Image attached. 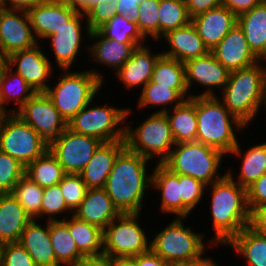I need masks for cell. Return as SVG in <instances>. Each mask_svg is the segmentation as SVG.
<instances>
[{
	"instance_id": "f546056e",
	"label": "cell",
	"mask_w": 266,
	"mask_h": 266,
	"mask_svg": "<svg viewBox=\"0 0 266 266\" xmlns=\"http://www.w3.org/2000/svg\"><path fill=\"white\" fill-rule=\"evenodd\" d=\"M171 111L168 110L165 114L170 124L174 142L183 143L196 141V96L185 100L176 107L171 106Z\"/></svg>"
},
{
	"instance_id": "8992f818",
	"label": "cell",
	"mask_w": 266,
	"mask_h": 266,
	"mask_svg": "<svg viewBox=\"0 0 266 266\" xmlns=\"http://www.w3.org/2000/svg\"><path fill=\"white\" fill-rule=\"evenodd\" d=\"M224 156L222 151L197 141L175 143L162 164L176 175L191 176L208 186L227 174H218Z\"/></svg>"
},
{
	"instance_id": "b9f144b4",
	"label": "cell",
	"mask_w": 266,
	"mask_h": 266,
	"mask_svg": "<svg viewBox=\"0 0 266 266\" xmlns=\"http://www.w3.org/2000/svg\"><path fill=\"white\" fill-rule=\"evenodd\" d=\"M159 4L160 0H144L139 4V17L137 27L143 37L150 36L159 41Z\"/></svg>"
},
{
	"instance_id": "db71d44e",
	"label": "cell",
	"mask_w": 266,
	"mask_h": 266,
	"mask_svg": "<svg viewBox=\"0 0 266 266\" xmlns=\"http://www.w3.org/2000/svg\"><path fill=\"white\" fill-rule=\"evenodd\" d=\"M144 0H117L116 13L127 16L132 21H137L139 17V4Z\"/></svg>"
},
{
	"instance_id": "4dcf8cb0",
	"label": "cell",
	"mask_w": 266,
	"mask_h": 266,
	"mask_svg": "<svg viewBox=\"0 0 266 266\" xmlns=\"http://www.w3.org/2000/svg\"><path fill=\"white\" fill-rule=\"evenodd\" d=\"M62 221L68 226L78 251L84 257L103 255V230L101 228L79 220L74 215Z\"/></svg>"
},
{
	"instance_id": "3957f363",
	"label": "cell",
	"mask_w": 266,
	"mask_h": 266,
	"mask_svg": "<svg viewBox=\"0 0 266 266\" xmlns=\"http://www.w3.org/2000/svg\"><path fill=\"white\" fill-rule=\"evenodd\" d=\"M262 60L231 71L218 99L246 127L264 105L266 73Z\"/></svg>"
},
{
	"instance_id": "83f0119b",
	"label": "cell",
	"mask_w": 266,
	"mask_h": 266,
	"mask_svg": "<svg viewBox=\"0 0 266 266\" xmlns=\"http://www.w3.org/2000/svg\"><path fill=\"white\" fill-rule=\"evenodd\" d=\"M151 186L161 191V212L182 217V199L180 196V175L172 173L163 164H156L152 170Z\"/></svg>"
},
{
	"instance_id": "be15d7a7",
	"label": "cell",
	"mask_w": 266,
	"mask_h": 266,
	"mask_svg": "<svg viewBox=\"0 0 266 266\" xmlns=\"http://www.w3.org/2000/svg\"><path fill=\"white\" fill-rule=\"evenodd\" d=\"M6 65V57L0 53V76Z\"/></svg>"
},
{
	"instance_id": "7bdbcfd3",
	"label": "cell",
	"mask_w": 266,
	"mask_h": 266,
	"mask_svg": "<svg viewBox=\"0 0 266 266\" xmlns=\"http://www.w3.org/2000/svg\"><path fill=\"white\" fill-rule=\"evenodd\" d=\"M68 209L73 212L83 201L88 187L80 174L66 173L59 182Z\"/></svg>"
},
{
	"instance_id": "e575fe53",
	"label": "cell",
	"mask_w": 266,
	"mask_h": 266,
	"mask_svg": "<svg viewBox=\"0 0 266 266\" xmlns=\"http://www.w3.org/2000/svg\"><path fill=\"white\" fill-rule=\"evenodd\" d=\"M151 81L177 90L186 100L191 98L187 94L185 65L176 59L162 55L155 64Z\"/></svg>"
},
{
	"instance_id": "cb8c5ba5",
	"label": "cell",
	"mask_w": 266,
	"mask_h": 266,
	"mask_svg": "<svg viewBox=\"0 0 266 266\" xmlns=\"http://www.w3.org/2000/svg\"><path fill=\"white\" fill-rule=\"evenodd\" d=\"M162 39L166 40L167 45L170 46L169 50H162V55L182 63L210 52L192 22L184 27L169 31Z\"/></svg>"
},
{
	"instance_id": "7402d4cb",
	"label": "cell",
	"mask_w": 266,
	"mask_h": 266,
	"mask_svg": "<svg viewBox=\"0 0 266 266\" xmlns=\"http://www.w3.org/2000/svg\"><path fill=\"white\" fill-rule=\"evenodd\" d=\"M126 147L125 140L102 142L79 173L88 188H104L114 161Z\"/></svg>"
},
{
	"instance_id": "2e32d148",
	"label": "cell",
	"mask_w": 266,
	"mask_h": 266,
	"mask_svg": "<svg viewBox=\"0 0 266 266\" xmlns=\"http://www.w3.org/2000/svg\"><path fill=\"white\" fill-rule=\"evenodd\" d=\"M187 89L190 91L192 84L205 87L203 93L190 94L193 96H216L215 88L222 91L228 82L229 71L215 58L210 51L204 56L193 58L184 63ZM207 88V89H206Z\"/></svg>"
},
{
	"instance_id": "11a10c76",
	"label": "cell",
	"mask_w": 266,
	"mask_h": 266,
	"mask_svg": "<svg viewBox=\"0 0 266 266\" xmlns=\"http://www.w3.org/2000/svg\"><path fill=\"white\" fill-rule=\"evenodd\" d=\"M134 261L136 266H172L151 249L144 254L134 256Z\"/></svg>"
},
{
	"instance_id": "9f6ffc18",
	"label": "cell",
	"mask_w": 266,
	"mask_h": 266,
	"mask_svg": "<svg viewBox=\"0 0 266 266\" xmlns=\"http://www.w3.org/2000/svg\"><path fill=\"white\" fill-rule=\"evenodd\" d=\"M42 0H0V5L5 9L29 11Z\"/></svg>"
},
{
	"instance_id": "6da1fadb",
	"label": "cell",
	"mask_w": 266,
	"mask_h": 266,
	"mask_svg": "<svg viewBox=\"0 0 266 266\" xmlns=\"http://www.w3.org/2000/svg\"><path fill=\"white\" fill-rule=\"evenodd\" d=\"M226 173L222 179L206 186L212 188L210 213L215 231L207 242L209 246H225L249 224L247 189L235 182L231 171Z\"/></svg>"
},
{
	"instance_id": "1f68e13d",
	"label": "cell",
	"mask_w": 266,
	"mask_h": 266,
	"mask_svg": "<svg viewBox=\"0 0 266 266\" xmlns=\"http://www.w3.org/2000/svg\"><path fill=\"white\" fill-rule=\"evenodd\" d=\"M246 258L248 266H266V236L246 226L226 246Z\"/></svg>"
},
{
	"instance_id": "ee69618b",
	"label": "cell",
	"mask_w": 266,
	"mask_h": 266,
	"mask_svg": "<svg viewBox=\"0 0 266 266\" xmlns=\"http://www.w3.org/2000/svg\"><path fill=\"white\" fill-rule=\"evenodd\" d=\"M25 175V166L12 156L0 151V194L11 193Z\"/></svg>"
},
{
	"instance_id": "bcb514c9",
	"label": "cell",
	"mask_w": 266,
	"mask_h": 266,
	"mask_svg": "<svg viewBox=\"0 0 266 266\" xmlns=\"http://www.w3.org/2000/svg\"><path fill=\"white\" fill-rule=\"evenodd\" d=\"M67 211L72 213L66 205L59 183L44 187L43 198L41 200V217H43V215L44 217L48 216V221H56L60 220L58 217L56 218V215H60Z\"/></svg>"
},
{
	"instance_id": "5bb4252c",
	"label": "cell",
	"mask_w": 266,
	"mask_h": 266,
	"mask_svg": "<svg viewBox=\"0 0 266 266\" xmlns=\"http://www.w3.org/2000/svg\"><path fill=\"white\" fill-rule=\"evenodd\" d=\"M35 38L27 11L2 8L0 11V53L6 58L17 51L34 47Z\"/></svg>"
},
{
	"instance_id": "a7ac6f4b",
	"label": "cell",
	"mask_w": 266,
	"mask_h": 266,
	"mask_svg": "<svg viewBox=\"0 0 266 266\" xmlns=\"http://www.w3.org/2000/svg\"><path fill=\"white\" fill-rule=\"evenodd\" d=\"M264 107L266 109V79H265V99H264Z\"/></svg>"
},
{
	"instance_id": "277c9868",
	"label": "cell",
	"mask_w": 266,
	"mask_h": 266,
	"mask_svg": "<svg viewBox=\"0 0 266 266\" xmlns=\"http://www.w3.org/2000/svg\"><path fill=\"white\" fill-rule=\"evenodd\" d=\"M196 118V141L218 149L225 155L238 145L234 131L246 128L229 112L218 96H196Z\"/></svg>"
},
{
	"instance_id": "52a82bcc",
	"label": "cell",
	"mask_w": 266,
	"mask_h": 266,
	"mask_svg": "<svg viewBox=\"0 0 266 266\" xmlns=\"http://www.w3.org/2000/svg\"><path fill=\"white\" fill-rule=\"evenodd\" d=\"M186 217H175L150 241V249L172 266H182L206 254L204 233H195L184 226Z\"/></svg>"
},
{
	"instance_id": "5b68a950",
	"label": "cell",
	"mask_w": 266,
	"mask_h": 266,
	"mask_svg": "<svg viewBox=\"0 0 266 266\" xmlns=\"http://www.w3.org/2000/svg\"><path fill=\"white\" fill-rule=\"evenodd\" d=\"M63 75L55 87L49 86L45 91L52 100L55 108L67 123L80 112L93 99L97 97L98 91L103 86L104 80L99 71L91 69L76 72L62 70Z\"/></svg>"
},
{
	"instance_id": "4fadbf2b",
	"label": "cell",
	"mask_w": 266,
	"mask_h": 266,
	"mask_svg": "<svg viewBox=\"0 0 266 266\" xmlns=\"http://www.w3.org/2000/svg\"><path fill=\"white\" fill-rule=\"evenodd\" d=\"M16 114L48 143L68 127L45 92L35 93Z\"/></svg>"
},
{
	"instance_id": "74e56055",
	"label": "cell",
	"mask_w": 266,
	"mask_h": 266,
	"mask_svg": "<svg viewBox=\"0 0 266 266\" xmlns=\"http://www.w3.org/2000/svg\"><path fill=\"white\" fill-rule=\"evenodd\" d=\"M97 31L103 37L117 40L119 43H137L139 46H142L147 41L139 31L137 23L122 14L116 13L107 23L99 27Z\"/></svg>"
},
{
	"instance_id": "94428289",
	"label": "cell",
	"mask_w": 266,
	"mask_h": 266,
	"mask_svg": "<svg viewBox=\"0 0 266 266\" xmlns=\"http://www.w3.org/2000/svg\"><path fill=\"white\" fill-rule=\"evenodd\" d=\"M182 266H218V265L216 264V262H214L213 259L204 256L198 260L187 262Z\"/></svg>"
},
{
	"instance_id": "d6a6232c",
	"label": "cell",
	"mask_w": 266,
	"mask_h": 266,
	"mask_svg": "<svg viewBox=\"0 0 266 266\" xmlns=\"http://www.w3.org/2000/svg\"><path fill=\"white\" fill-rule=\"evenodd\" d=\"M239 143L230 154L237 157L243 156L238 180L236 179L235 182L247 189L266 173V142L252 146L246 152L241 150Z\"/></svg>"
},
{
	"instance_id": "d6986e66",
	"label": "cell",
	"mask_w": 266,
	"mask_h": 266,
	"mask_svg": "<svg viewBox=\"0 0 266 266\" xmlns=\"http://www.w3.org/2000/svg\"><path fill=\"white\" fill-rule=\"evenodd\" d=\"M79 11L67 2H42L28 11L37 41L47 38L65 26Z\"/></svg>"
},
{
	"instance_id": "7dc6e473",
	"label": "cell",
	"mask_w": 266,
	"mask_h": 266,
	"mask_svg": "<svg viewBox=\"0 0 266 266\" xmlns=\"http://www.w3.org/2000/svg\"><path fill=\"white\" fill-rule=\"evenodd\" d=\"M116 3L117 0H101L85 13L90 32L97 30L116 14Z\"/></svg>"
},
{
	"instance_id": "603a6c76",
	"label": "cell",
	"mask_w": 266,
	"mask_h": 266,
	"mask_svg": "<svg viewBox=\"0 0 266 266\" xmlns=\"http://www.w3.org/2000/svg\"><path fill=\"white\" fill-rule=\"evenodd\" d=\"M148 45L138 46L128 61L115 72L120 82L125 88L144 87L152 77L157 60L162 56L161 53H153Z\"/></svg>"
},
{
	"instance_id": "f35d334b",
	"label": "cell",
	"mask_w": 266,
	"mask_h": 266,
	"mask_svg": "<svg viewBox=\"0 0 266 266\" xmlns=\"http://www.w3.org/2000/svg\"><path fill=\"white\" fill-rule=\"evenodd\" d=\"M186 99L175 89L168 86H158L151 80L142 88L137 106L146 108L147 106H163L162 109L155 111V113H166L168 105L174 104L176 107L182 104ZM166 105V106H165ZM146 106V107H145Z\"/></svg>"
},
{
	"instance_id": "9a60e30c",
	"label": "cell",
	"mask_w": 266,
	"mask_h": 266,
	"mask_svg": "<svg viewBox=\"0 0 266 266\" xmlns=\"http://www.w3.org/2000/svg\"><path fill=\"white\" fill-rule=\"evenodd\" d=\"M40 43L34 47L17 51L10 54L6 58V64L10 68H14L18 73L36 92H45L50 86L47 82L54 68L51 67V62L43 53L39 46Z\"/></svg>"
},
{
	"instance_id": "003e7915",
	"label": "cell",
	"mask_w": 266,
	"mask_h": 266,
	"mask_svg": "<svg viewBox=\"0 0 266 266\" xmlns=\"http://www.w3.org/2000/svg\"><path fill=\"white\" fill-rule=\"evenodd\" d=\"M261 60H262V62H265L264 68H265V73H266V55Z\"/></svg>"
},
{
	"instance_id": "f907efd6",
	"label": "cell",
	"mask_w": 266,
	"mask_h": 266,
	"mask_svg": "<svg viewBox=\"0 0 266 266\" xmlns=\"http://www.w3.org/2000/svg\"><path fill=\"white\" fill-rule=\"evenodd\" d=\"M248 226L256 233L266 236V204L256 206L250 211Z\"/></svg>"
},
{
	"instance_id": "680465c9",
	"label": "cell",
	"mask_w": 266,
	"mask_h": 266,
	"mask_svg": "<svg viewBox=\"0 0 266 266\" xmlns=\"http://www.w3.org/2000/svg\"><path fill=\"white\" fill-rule=\"evenodd\" d=\"M101 0H66L74 9L81 13H86L92 6Z\"/></svg>"
},
{
	"instance_id": "6125c7cd",
	"label": "cell",
	"mask_w": 266,
	"mask_h": 266,
	"mask_svg": "<svg viewBox=\"0 0 266 266\" xmlns=\"http://www.w3.org/2000/svg\"><path fill=\"white\" fill-rule=\"evenodd\" d=\"M9 112V113H8ZM8 114H10V111H8L6 108H5V106H4V104H3V101H2V97H1V91H0V119L2 118V117H4L5 115H8Z\"/></svg>"
},
{
	"instance_id": "9c48e42d",
	"label": "cell",
	"mask_w": 266,
	"mask_h": 266,
	"mask_svg": "<svg viewBox=\"0 0 266 266\" xmlns=\"http://www.w3.org/2000/svg\"><path fill=\"white\" fill-rule=\"evenodd\" d=\"M90 102L68 123V128L78 134L99 139L102 142L125 140V126L122 122L130 115L128 108L105 105L91 106ZM122 124L124 127H120ZM119 126V128H118Z\"/></svg>"
},
{
	"instance_id": "f1b7e54d",
	"label": "cell",
	"mask_w": 266,
	"mask_h": 266,
	"mask_svg": "<svg viewBox=\"0 0 266 266\" xmlns=\"http://www.w3.org/2000/svg\"><path fill=\"white\" fill-rule=\"evenodd\" d=\"M253 53L261 60L266 55V2L237 17Z\"/></svg>"
},
{
	"instance_id": "e0dca14e",
	"label": "cell",
	"mask_w": 266,
	"mask_h": 266,
	"mask_svg": "<svg viewBox=\"0 0 266 266\" xmlns=\"http://www.w3.org/2000/svg\"><path fill=\"white\" fill-rule=\"evenodd\" d=\"M84 20L86 24L85 32L89 35L90 30L87 26L86 15L78 12L65 26L56 30V33L47 38L51 42L56 65L61 70H70L73 65L72 63L76 60V56H78V52H80L83 41L82 33L84 32L82 21L84 24Z\"/></svg>"
},
{
	"instance_id": "484cf974",
	"label": "cell",
	"mask_w": 266,
	"mask_h": 266,
	"mask_svg": "<svg viewBox=\"0 0 266 266\" xmlns=\"http://www.w3.org/2000/svg\"><path fill=\"white\" fill-rule=\"evenodd\" d=\"M93 38V44H88L87 52L91 59L99 64L118 71L131 57L132 52L139 46L137 43H119L117 40L103 37L97 30L91 31L87 36Z\"/></svg>"
},
{
	"instance_id": "8fae6325",
	"label": "cell",
	"mask_w": 266,
	"mask_h": 266,
	"mask_svg": "<svg viewBox=\"0 0 266 266\" xmlns=\"http://www.w3.org/2000/svg\"><path fill=\"white\" fill-rule=\"evenodd\" d=\"M140 213L120 214L103 230V255L134 257L150 250L146 232L139 225Z\"/></svg>"
},
{
	"instance_id": "ba28073f",
	"label": "cell",
	"mask_w": 266,
	"mask_h": 266,
	"mask_svg": "<svg viewBox=\"0 0 266 266\" xmlns=\"http://www.w3.org/2000/svg\"><path fill=\"white\" fill-rule=\"evenodd\" d=\"M127 125V126H126ZM125 125L126 147L149 160L158 157L157 163L162 164L175 146L170 124L165 113H153L135 129Z\"/></svg>"
},
{
	"instance_id": "f6af8a7d",
	"label": "cell",
	"mask_w": 266,
	"mask_h": 266,
	"mask_svg": "<svg viewBox=\"0 0 266 266\" xmlns=\"http://www.w3.org/2000/svg\"><path fill=\"white\" fill-rule=\"evenodd\" d=\"M206 185L191 176L180 175V196L182 199V217L188 218L193 208L203 199Z\"/></svg>"
},
{
	"instance_id": "03108f58",
	"label": "cell",
	"mask_w": 266,
	"mask_h": 266,
	"mask_svg": "<svg viewBox=\"0 0 266 266\" xmlns=\"http://www.w3.org/2000/svg\"><path fill=\"white\" fill-rule=\"evenodd\" d=\"M43 2H66V0H42Z\"/></svg>"
},
{
	"instance_id": "60d3db41",
	"label": "cell",
	"mask_w": 266,
	"mask_h": 266,
	"mask_svg": "<svg viewBox=\"0 0 266 266\" xmlns=\"http://www.w3.org/2000/svg\"><path fill=\"white\" fill-rule=\"evenodd\" d=\"M11 194L25 209L26 214L33 220L41 218V200L43 187L23 176L14 186Z\"/></svg>"
},
{
	"instance_id": "6f0895ef",
	"label": "cell",
	"mask_w": 266,
	"mask_h": 266,
	"mask_svg": "<svg viewBox=\"0 0 266 266\" xmlns=\"http://www.w3.org/2000/svg\"><path fill=\"white\" fill-rule=\"evenodd\" d=\"M76 266H112V258L105 255L84 257Z\"/></svg>"
},
{
	"instance_id": "836d02e7",
	"label": "cell",
	"mask_w": 266,
	"mask_h": 266,
	"mask_svg": "<svg viewBox=\"0 0 266 266\" xmlns=\"http://www.w3.org/2000/svg\"><path fill=\"white\" fill-rule=\"evenodd\" d=\"M49 235L57 263L60 266H76L84 258L62 219L49 221Z\"/></svg>"
},
{
	"instance_id": "681fc988",
	"label": "cell",
	"mask_w": 266,
	"mask_h": 266,
	"mask_svg": "<svg viewBox=\"0 0 266 266\" xmlns=\"http://www.w3.org/2000/svg\"><path fill=\"white\" fill-rule=\"evenodd\" d=\"M247 203L250 211L266 204V173L247 188Z\"/></svg>"
},
{
	"instance_id": "8d00e7d4",
	"label": "cell",
	"mask_w": 266,
	"mask_h": 266,
	"mask_svg": "<svg viewBox=\"0 0 266 266\" xmlns=\"http://www.w3.org/2000/svg\"><path fill=\"white\" fill-rule=\"evenodd\" d=\"M65 174L49 149L25 167V176L43 188L58 184Z\"/></svg>"
},
{
	"instance_id": "816d5d0a",
	"label": "cell",
	"mask_w": 266,
	"mask_h": 266,
	"mask_svg": "<svg viewBox=\"0 0 266 266\" xmlns=\"http://www.w3.org/2000/svg\"><path fill=\"white\" fill-rule=\"evenodd\" d=\"M190 18L222 5V0H185Z\"/></svg>"
},
{
	"instance_id": "30bf717a",
	"label": "cell",
	"mask_w": 266,
	"mask_h": 266,
	"mask_svg": "<svg viewBox=\"0 0 266 266\" xmlns=\"http://www.w3.org/2000/svg\"><path fill=\"white\" fill-rule=\"evenodd\" d=\"M48 149L49 143L16 113L0 119V151L25 167Z\"/></svg>"
},
{
	"instance_id": "4316f807",
	"label": "cell",
	"mask_w": 266,
	"mask_h": 266,
	"mask_svg": "<svg viewBox=\"0 0 266 266\" xmlns=\"http://www.w3.org/2000/svg\"><path fill=\"white\" fill-rule=\"evenodd\" d=\"M32 219L11 194H0V242H18L22 231Z\"/></svg>"
},
{
	"instance_id": "91938a15",
	"label": "cell",
	"mask_w": 266,
	"mask_h": 266,
	"mask_svg": "<svg viewBox=\"0 0 266 266\" xmlns=\"http://www.w3.org/2000/svg\"><path fill=\"white\" fill-rule=\"evenodd\" d=\"M112 266H136L134 257H112Z\"/></svg>"
},
{
	"instance_id": "7a4b0ae2",
	"label": "cell",
	"mask_w": 266,
	"mask_h": 266,
	"mask_svg": "<svg viewBox=\"0 0 266 266\" xmlns=\"http://www.w3.org/2000/svg\"><path fill=\"white\" fill-rule=\"evenodd\" d=\"M149 159L125 147L116 157L104 189L121 214L140 213L145 190L151 186Z\"/></svg>"
},
{
	"instance_id": "ab89813d",
	"label": "cell",
	"mask_w": 266,
	"mask_h": 266,
	"mask_svg": "<svg viewBox=\"0 0 266 266\" xmlns=\"http://www.w3.org/2000/svg\"><path fill=\"white\" fill-rule=\"evenodd\" d=\"M159 40L169 31L184 27L191 22L185 0H160Z\"/></svg>"
},
{
	"instance_id": "44dd1931",
	"label": "cell",
	"mask_w": 266,
	"mask_h": 266,
	"mask_svg": "<svg viewBox=\"0 0 266 266\" xmlns=\"http://www.w3.org/2000/svg\"><path fill=\"white\" fill-rule=\"evenodd\" d=\"M120 214L104 188H89L83 201L71 215L104 230Z\"/></svg>"
},
{
	"instance_id": "7c38bea8",
	"label": "cell",
	"mask_w": 266,
	"mask_h": 266,
	"mask_svg": "<svg viewBox=\"0 0 266 266\" xmlns=\"http://www.w3.org/2000/svg\"><path fill=\"white\" fill-rule=\"evenodd\" d=\"M101 143L97 138L75 133L67 127L49 143V150L65 173L79 174Z\"/></svg>"
},
{
	"instance_id": "ac0fdd59",
	"label": "cell",
	"mask_w": 266,
	"mask_h": 266,
	"mask_svg": "<svg viewBox=\"0 0 266 266\" xmlns=\"http://www.w3.org/2000/svg\"><path fill=\"white\" fill-rule=\"evenodd\" d=\"M211 52L229 72L251 66L260 61L250 49L244 31L238 23Z\"/></svg>"
},
{
	"instance_id": "ffe728a7",
	"label": "cell",
	"mask_w": 266,
	"mask_h": 266,
	"mask_svg": "<svg viewBox=\"0 0 266 266\" xmlns=\"http://www.w3.org/2000/svg\"><path fill=\"white\" fill-rule=\"evenodd\" d=\"M191 22L211 51L237 23V16L221 5L191 18Z\"/></svg>"
},
{
	"instance_id": "d590c367",
	"label": "cell",
	"mask_w": 266,
	"mask_h": 266,
	"mask_svg": "<svg viewBox=\"0 0 266 266\" xmlns=\"http://www.w3.org/2000/svg\"><path fill=\"white\" fill-rule=\"evenodd\" d=\"M14 73V74H13ZM0 91L3 104L7 109V104L14 101L18 109L10 110L16 113L36 92L30 85L7 64L0 76Z\"/></svg>"
},
{
	"instance_id": "c3c4849f",
	"label": "cell",
	"mask_w": 266,
	"mask_h": 266,
	"mask_svg": "<svg viewBox=\"0 0 266 266\" xmlns=\"http://www.w3.org/2000/svg\"><path fill=\"white\" fill-rule=\"evenodd\" d=\"M3 266H37L26 249L19 243H6L3 248Z\"/></svg>"
},
{
	"instance_id": "f5cc1de1",
	"label": "cell",
	"mask_w": 266,
	"mask_h": 266,
	"mask_svg": "<svg viewBox=\"0 0 266 266\" xmlns=\"http://www.w3.org/2000/svg\"><path fill=\"white\" fill-rule=\"evenodd\" d=\"M263 1L264 0H222V6L228 8L238 17L261 4Z\"/></svg>"
},
{
	"instance_id": "e7e4bbea",
	"label": "cell",
	"mask_w": 266,
	"mask_h": 266,
	"mask_svg": "<svg viewBox=\"0 0 266 266\" xmlns=\"http://www.w3.org/2000/svg\"><path fill=\"white\" fill-rule=\"evenodd\" d=\"M4 245L2 242H0V266H3V248Z\"/></svg>"
},
{
	"instance_id": "d4e9b609",
	"label": "cell",
	"mask_w": 266,
	"mask_h": 266,
	"mask_svg": "<svg viewBox=\"0 0 266 266\" xmlns=\"http://www.w3.org/2000/svg\"><path fill=\"white\" fill-rule=\"evenodd\" d=\"M45 223L41 225L36 219L31 220L22 231L18 242L37 266H60L50 240L49 221L46 220Z\"/></svg>"
}]
</instances>
